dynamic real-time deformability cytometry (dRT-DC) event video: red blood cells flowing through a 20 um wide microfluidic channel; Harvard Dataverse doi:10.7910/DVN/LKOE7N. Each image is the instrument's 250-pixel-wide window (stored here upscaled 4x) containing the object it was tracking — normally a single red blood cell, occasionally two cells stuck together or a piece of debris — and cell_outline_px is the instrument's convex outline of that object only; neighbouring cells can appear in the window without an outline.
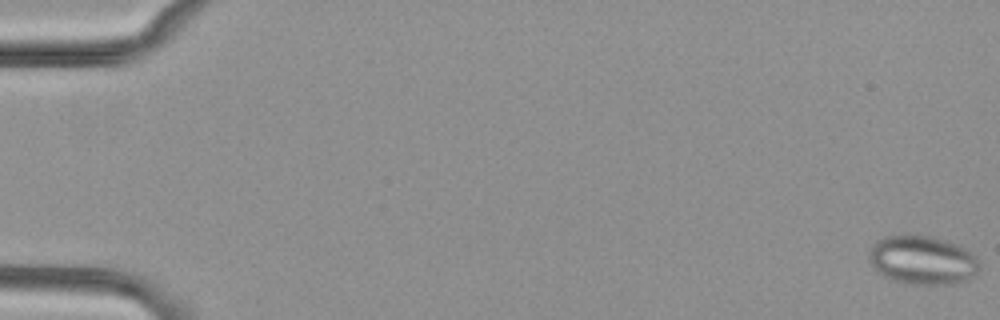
{"species": "common noctule bat (a hibernating species)", "species_latin": "Nyctalus noctula", "temperature_condition": "cold", "stored_images_in_passage": 55, "camera_frame_rate_fps": 3000, "um_per_image_px": 0.085, "animal": {"sex": "female", "body_mass_g": 29.2, "forearm_length_mm": 56.3}, "frame": {"image": 1, "passage_image": 1, "time_ms": 0.0, "image_size_px": [1000, 320], "cell_outline_px": [[980, 268], [968, 280], [952, 284], [908, 284], [892, 280], [884, 276], [872, 264], [868, 256], [868, 252], [872, 244], [876, 240], [884, 236], [904, 232], [932, 236], [956, 244], [972, 252], [976, 256], [980, 264]], "centroid_in_image_um": [78.39, 22.07], "position_along_channel_um": 6.6, "area_um2": 32.02}}
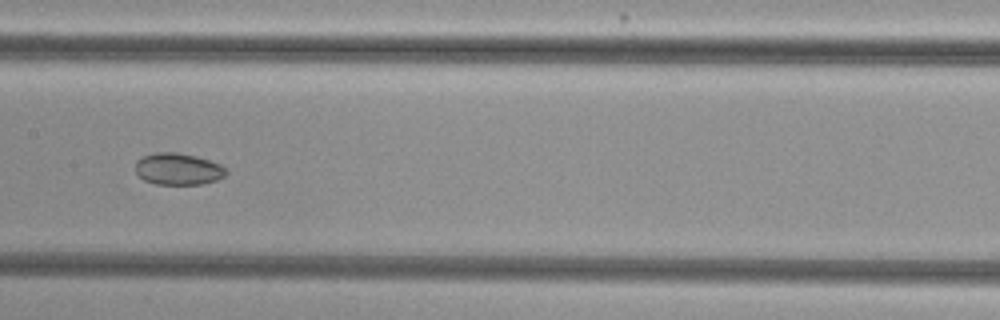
{"frame": {"image": 2, "passage_image": 29, "time_ms": 9.333, "image_size_px": [1000, 320], "cell_outline_px": [[228, 172], [224, 176], [216, 180], [204, 184], [156, 184], [144, 180], [136, 172], [136, 160], [144, 156], [156, 152], [176, 152], [196, 156], [220, 164]], "centroid_in_image_um": [15.14, 14.36], "position_along_channel_um": 192.3, "area_um2": 16.7}}
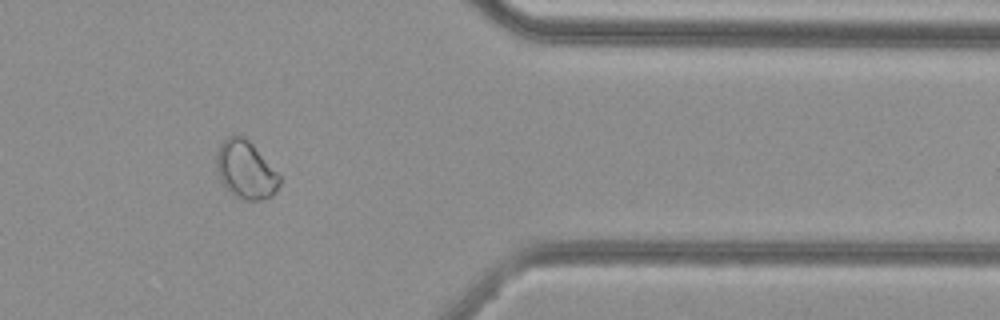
{"frame": {"image": 3, "passage_image": 46, "time_ms": 15.0, "image_size_px": [1000, 320], "cell_outline_px": [[280, 184], [276, 192], [272, 196], [260, 200], [244, 200], [236, 196], [220, 180], [216, 172], [216, 156], [220, 144], [228, 136], [244, 136], [252, 144], [280, 176]], "centroid_in_image_um": [20.87, 14.44], "position_along_channel_um": 390.5, "area_um2": 20.98}}